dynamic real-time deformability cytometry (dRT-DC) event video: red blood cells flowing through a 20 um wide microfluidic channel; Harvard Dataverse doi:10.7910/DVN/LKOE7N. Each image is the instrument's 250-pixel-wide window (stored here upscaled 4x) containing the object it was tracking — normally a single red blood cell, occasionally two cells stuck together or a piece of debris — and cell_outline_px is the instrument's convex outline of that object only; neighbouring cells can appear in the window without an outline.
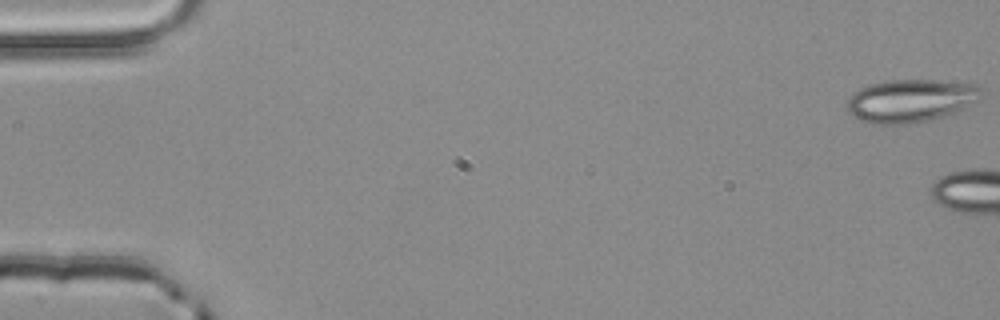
{"species": "common noctule bat (a hibernating species)", "species_latin": "Nyctalus noctula", "temperature_condition": "room temperature", "stored_images_in_passage": 5, "camera_frame_rate_fps": 3000, "um_per_image_px": 0.085, "animal": {"sex": "male", "body_mass_g": 20.4}, "frame": {"image": 1, "passage_image": 1, "time_ms": 0.0, "image_size_px": [1000, 320], "cell_outline_px": [[984, 100], [956, 112], [928, 120], [904, 124], [872, 124], [860, 120], [848, 112], [848, 100], [852, 92], [860, 88], [872, 84], [892, 80], [936, 80], [980, 84], [984, 88]], "centroid_in_image_um": [77.52, 8.55], "position_along_channel_um": 7.5, "area_um2": 34.1}}